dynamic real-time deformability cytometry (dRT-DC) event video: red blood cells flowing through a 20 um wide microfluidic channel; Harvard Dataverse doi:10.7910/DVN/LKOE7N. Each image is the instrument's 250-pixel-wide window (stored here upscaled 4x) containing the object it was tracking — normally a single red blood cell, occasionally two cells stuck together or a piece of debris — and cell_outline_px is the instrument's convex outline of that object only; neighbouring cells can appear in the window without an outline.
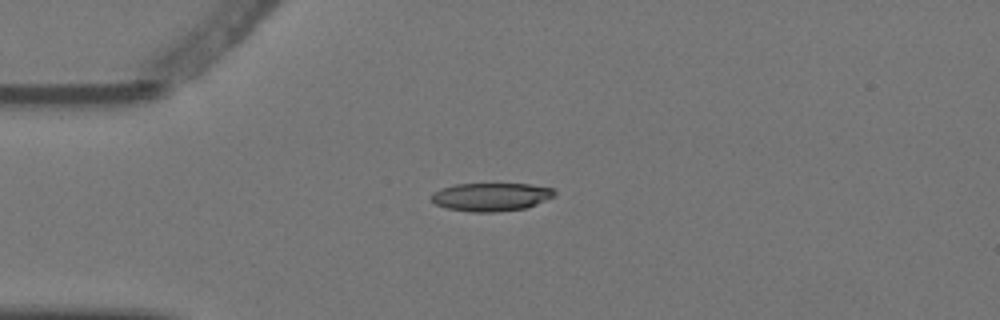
{"species": "Egyptian fruit bat (a non-hibernating species)", "species_latin": "Rousettus aegyptiacus", "temperature_condition": "warm", "stored_images_in_passage": 4, "camera_frame_rate_fps": 3000, "um_per_image_px": 0.085, "animal": {"sex": "female"}, "frame": {"image": 1, "passage_image": 1, "time_ms": 0.0, "image_size_px": [1000, 320], "cell_outline_px": [[556, 196], [536, 204], [524, 208], [496, 212], [472, 212], [448, 208], [436, 204], [432, 200], [432, 192], [456, 184], [532, 184], [556, 188]], "centroid_in_image_um": [41.81, 16.73], "position_along_channel_um": 43.2, "area_um2": 20.23}}
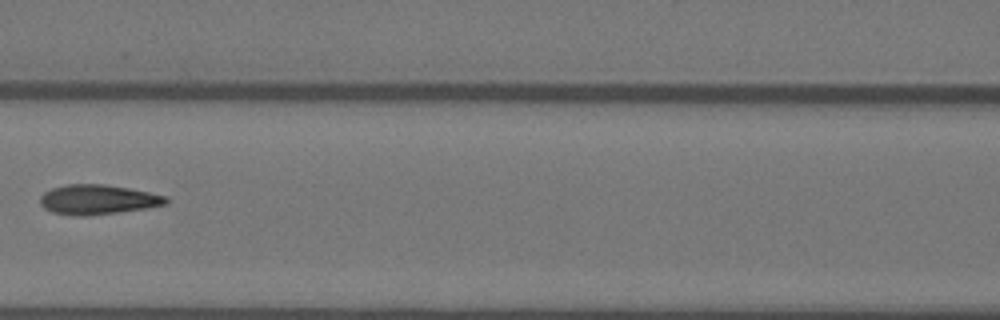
{"frame": {"image": 2, "passage_image": 4, "time_ms": 1.0, "image_size_px": [1000, 320], "cell_outline_px": [[168, 204], [144, 208], [88, 216], [76, 216], [52, 212], [44, 208], [40, 204], [40, 196], [44, 192], [52, 188], [64, 184], [104, 184], [128, 188], [168, 196]], "centroid_in_image_um": [8.28, 16.96], "position_along_channel_um": 158.3, "area_um2": 21.79}}